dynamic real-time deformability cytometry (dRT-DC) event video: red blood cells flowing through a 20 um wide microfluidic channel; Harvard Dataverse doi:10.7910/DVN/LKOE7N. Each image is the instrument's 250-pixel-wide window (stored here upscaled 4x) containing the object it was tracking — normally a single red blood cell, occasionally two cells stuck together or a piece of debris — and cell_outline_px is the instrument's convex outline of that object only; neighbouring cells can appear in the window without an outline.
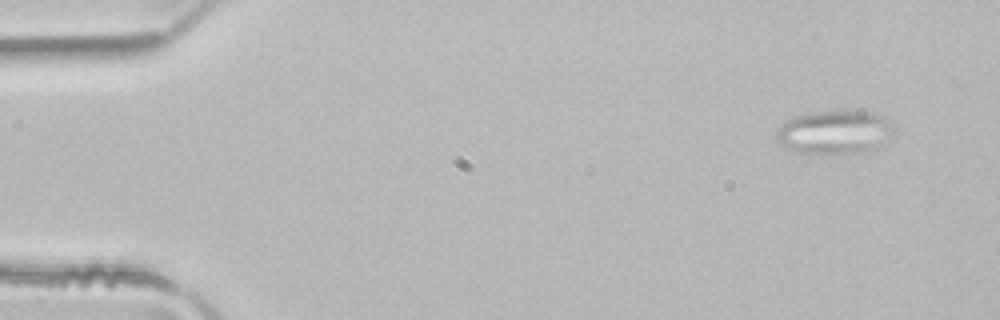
{"species": "common noctule bat (a hibernating species)", "species_latin": "Nyctalus noctula", "temperature_condition": "room temperature", "stored_images_in_passage": 5, "camera_frame_rate_fps": 3000, "um_per_image_px": 0.085, "animal": {"sex": "male", "body_mass_g": 21.5, "forearm_length_mm": 52.0}, "frame": {"image": 1, "passage_image": 1, "time_ms": 0.0, "image_size_px": [1000, 320], "cell_outline_px": [[896, 128], [888, 140], [884, 144], [876, 148], [864, 152], [800, 152], [788, 148], [780, 144], [776, 140], [776, 132], [780, 124], [784, 120], [792, 116], [804, 112], [860, 108], [876, 112], [892, 120], [896, 124]], "centroid_in_image_um": [71.02, 11.14], "position_along_channel_um": 14.0, "area_um2": 31.04}}
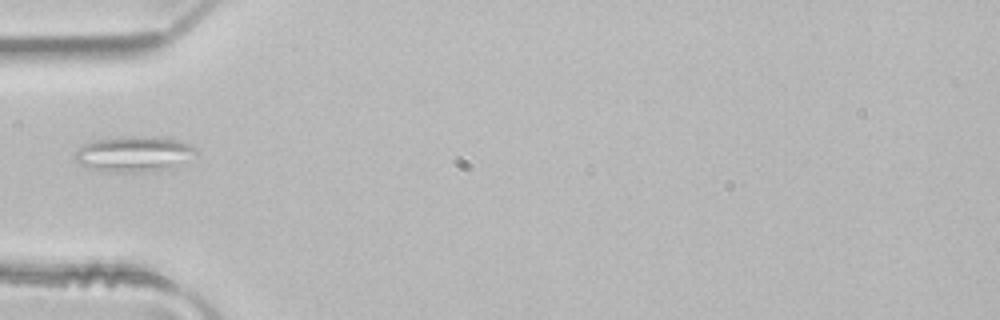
{"frame": {"image": 2, "passage_image": 4, "time_ms": 1.0, "image_size_px": [1000, 320], "cell_outline_px": [[196, 152], [176, 168], [152, 172], [108, 172], [92, 168], [80, 164], [76, 160], [76, 152], [84, 144], [96, 140], [120, 136], [152, 136], [176, 140], [188, 144]], "centroid_in_image_um": [11.39, 13.1], "position_along_channel_um": 73.6, "area_um2": 24.97}}
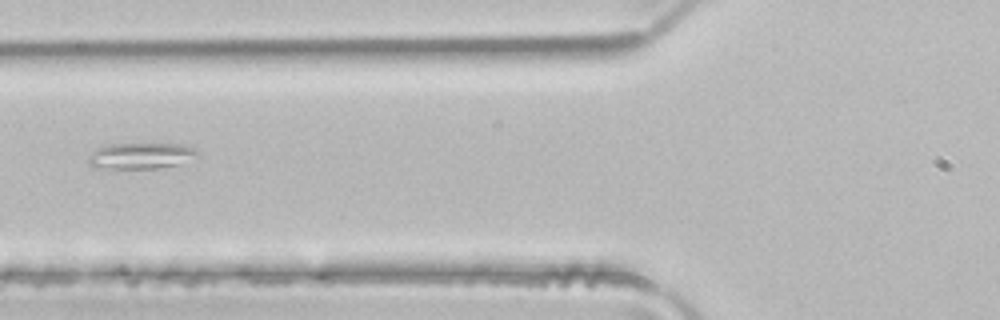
{"frame": {"image": 3, "passage_image": 5, "time_ms": 1.333, "image_size_px": [1000, 320], "cell_outline_px": [[200, 156], [180, 164], [160, 168], [104, 168], [88, 164], [88, 156], [96, 148], [108, 144], [180, 144], [196, 148], [200, 152]], "centroid_in_image_um": [12.04, 13.23], "position_along_channel_um": 113.8, "area_um2": 16.7}}